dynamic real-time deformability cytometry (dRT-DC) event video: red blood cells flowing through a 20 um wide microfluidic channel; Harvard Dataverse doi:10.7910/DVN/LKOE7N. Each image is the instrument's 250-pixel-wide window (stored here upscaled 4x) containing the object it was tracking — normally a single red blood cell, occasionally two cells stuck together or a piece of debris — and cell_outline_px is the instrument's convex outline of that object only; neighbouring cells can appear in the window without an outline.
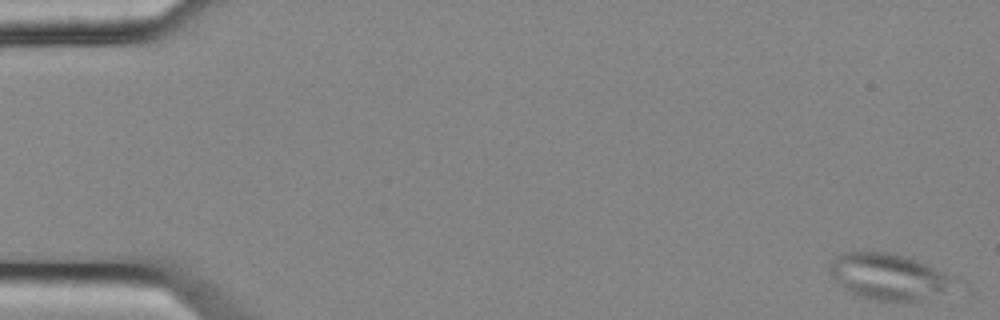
{"species": "common noctule bat (a hibernating species)", "species_latin": "Nyctalus noctula", "temperature_condition": "cold", "stored_images_in_passage": 8, "camera_frame_rate_fps": 3000, "um_per_image_px": 0.085, "animal": {"sex": "female", "body_mass_g": 25.1}, "frame": {"image": 1, "passage_image": 1, "time_ms": 0.0, "image_size_px": [1000, 320], "cell_outline_px": [[972, 292], [912, 304], [904, 304], [876, 300], [860, 296], [844, 288], [828, 272], [828, 268], [832, 260], [836, 256], [844, 252], [888, 252], [904, 256], [916, 260], [960, 276], [968, 280], [972, 284]], "centroid_in_image_um": [76.07, 23.63], "position_along_channel_um": 8.9, "area_um2": 37.4}}